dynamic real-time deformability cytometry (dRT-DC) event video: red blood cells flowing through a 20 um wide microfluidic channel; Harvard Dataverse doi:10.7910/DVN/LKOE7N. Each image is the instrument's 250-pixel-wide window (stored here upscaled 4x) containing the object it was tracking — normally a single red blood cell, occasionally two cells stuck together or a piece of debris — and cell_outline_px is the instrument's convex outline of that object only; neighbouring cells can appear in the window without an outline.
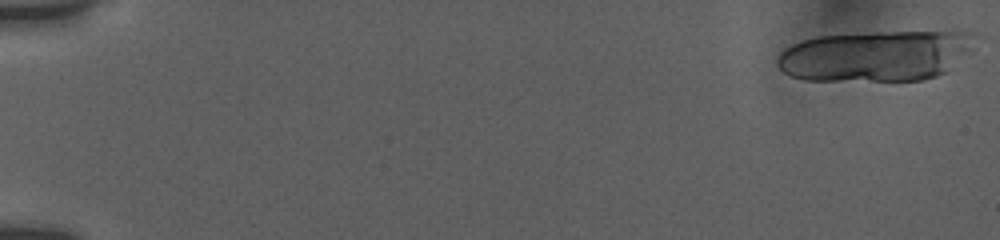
{"species": "human", "species_latin": "Homo sapiens", "temperature_condition": "room temperature", "stored_images_in_passage": 28, "camera_frame_rate_fps": 3000, "um_per_image_px": 0.085, "donor": {"sex": "female"}, "frame": {"image": 1, "passage_image": 1, "time_ms": 0.0, "image_size_px": [1000, 240], "cell_outline_px": [[976, 36], [972, 52], [948, 72], [936, 76], [920, 80], [804, 80], [788, 76], [776, 64], [776, 60], [780, 52], [784, 48], [792, 44], [804, 40], [820, 36], [876, 32], [976, 32]], "centroid_in_image_um": [74.48, 4.75], "position_along_channel_um": 10.5, "area_um2": 58.96}}